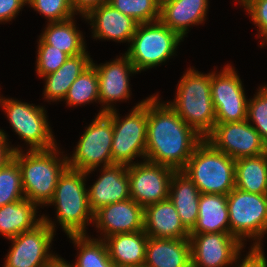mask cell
<instances>
[{"instance_id": "4", "label": "cell", "mask_w": 267, "mask_h": 267, "mask_svg": "<svg viewBox=\"0 0 267 267\" xmlns=\"http://www.w3.org/2000/svg\"><path fill=\"white\" fill-rule=\"evenodd\" d=\"M87 173L67 167L60 175L52 200L56 206L57 221L67 236L87 234L86 224L93 222L85 179Z\"/></svg>"}, {"instance_id": "7", "label": "cell", "mask_w": 267, "mask_h": 267, "mask_svg": "<svg viewBox=\"0 0 267 267\" xmlns=\"http://www.w3.org/2000/svg\"><path fill=\"white\" fill-rule=\"evenodd\" d=\"M227 207L231 235L243 244L246 237L252 238L255 242L251 248H262L261 237L267 233V194L249 193L235 187L227 195Z\"/></svg>"}, {"instance_id": "43", "label": "cell", "mask_w": 267, "mask_h": 267, "mask_svg": "<svg viewBox=\"0 0 267 267\" xmlns=\"http://www.w3.org/2000/svg\"><path fill=\"white\" fill-rule=\"evenodd\" d=\"M263 42L261 43V46L263 47L265 44V41L267 42V33L262 37Z\"/></svg>"}, {"instance_id": "33", "label": "cell", "mask_w": 267, "mask_h": 267, "mask_svg": "<svg viewBox=\"0 0 267 267\" xmlns=\"http://www.w3.org/2000/svg\"><path fill=\"white\" fill-rule=\"evenodd\" d=\"M108 3L138 24L154 22L160 17V0H108Z\"/></svg>"}, {"instance_id": "9", "label": "cell", "mask_w": 267, "mask_h": 267, "mask_svg": "<svg viewBox=\"0 0 267 267\" xmlns=\"http://www.w3.org/2000/svg\"><path fill=\"white\" fill-rule=\"evenodd\" d=\"M113 124L107 113L98 114L86 128L75 147L72 156L67 157L68 167L86 172L113 165L112 161Z\"/></svg>"}, {"instance_id": "3", "label": "cell", "mask_w": 267, "mask_h": 267, "mask_svg": "<svg viewBox=\"0 0 267 267\" xmlns=\"http://www.w3.org/2000/svg\"><path fill=\"white\" fill-rule=\"evenodd\" d=\"M57 148L28 149L26 153L21 149L13 153L21 170L24 197L37 206L52 200L58 179L68 167L67 156L61 159L58 154L62 152H58Z\"/></svg>"}, {"instance_id": "37", "label": "cell", "mask_w": 267, "mask_h": 267, "mask_svg": "<svg viewBox=\"0 0 267 267\" xmlns=\"http://www.w3.org/2000/svg\"><path fill=\"white\" fill-rule=\"evenodd\" d=\"M239 4L246 8L254 25H257L258 38L263 37L267 33V0H239Z\"/></svg>"}, {"instance_id": "17", "label": "cell", "mask_w": 267, "mask_h": 267, "mask_svg": "<svg viewBox=\"0 0 267 267\" xmlns=\"http://www.w3.org/2000/svg\"><path fill=\"white\" fill-rule=\"evenodd\" d=\"M144 208L132 198L106 205L94 213L93 223L105 239L111 235L143 230Z\"/></svg>"}, {"instance_id": "1", "label": "cell", "mask_w": 267, "mask_h": 267, "mask_svg": "<svg viewBox=\"0 0 267 267\" xmlns=\"http://www.w3.org/2000/svg\"><path fill=\"white\" fill-rule=\"evenodd\" d=\"M158 95L147 98V141L145 160L182 170L195 147L203 140Z\"/></svg>"}, {"instance_id": "31", "label": "cell", "mask_w": 267, "mask_h": 267, "mask_svg": "<svg viewBox=\"0 0 267 267\" xmlns=\"http://www.w3.org/2000/svg\"><path fill=\"white\" fill-rule=\"evenodd\" d=\"M64 99L70 107L89 104L96 100L99 102L98 75L92 64L72 83Z\"/></svg>"}, {"instance_id": "12", "label": "cell", "mask_w": 267, "mask_h": 267, "mask_svg": "<svg viewBox=\"0 0 267 267\" xmlns=\"http://www.w3.org/2000/svg\"><path fill=\"white\" fill-rule=\"evenodd\" d=\"M236 72L230 65L219 74L212 72L211 97L216 111V123L247 120L248 99Z\"/></svg>"}, {"instance_id": "22", "label": "cell", "mask_w": 267, "mask_h": 267, "mask_svg": "<svg viewBox=\"0 0 267 267\" xmlns=\"http://www.w3.org/2000/svg\"><path fill=\"white\" fill-rule=\"evenodd\" d=\"M146 267H192L189 238L167 239L148 237Z\"/></svg>"}, {"instance_id": "19", "label": "cell", "mask_w": 267, "mask_h": 267, "mask_svg": "<svg viewBox=\"0 0 267 267\" xmlns=\"http://www.w3.org/2000/svg\"><path fill=\"white\" fill-rule=\"evenodd\" d=\"M84 18L90 20L94 39H107L131 43L138 23L105 3L91 10Z\"/></svg>"}, {"instance_id": "24", "label": "cell", "mask_w": 267, "mask_h": 267, "mask_svg": "<svg viewBox=\"0 0 267 267\" xmlns=\"http://www.w3.org/2000/svg\"><path fill=\"white\" fill-rule=\"evenodd\" d=\"M148 235L144 230L111 235L104 239L110 259L118 267L144 266Z\"/></svg>"}, {"instance_id": "18", "label": "cell", "mask_w": 267, "mask_h": 267, "mask_svg": "<svg viewBox=\"0 0 267 267\" xmlns=\"http://www.w3.org/2000/svg\"><path fill=\"white\" fill-rule=\"evenodd\" d=\"M101 170L99 179L88 189L89 206L93 213L106 205L131 198L126 165L113 164Z\"/></svg>"}, {"instance_id": "30", "label": "cell", "mask_w": 267, "mask_h": 267, "mask_svg": "<svg viewBox=\"0 0 267 267\" xmlns=\"http://www.w3.org/2000/svg\"><path fill=\"white\" fill-rule=\"evenodd\" d=\"M79 249L76 267H118L109 257L104 239L89 238L86 234L70 235Z\"/></svg>"}, {"instance_id": "36", "label": "cell", "mask_w": 267, "mask_h": 267, "mask_svg": "<svg viewBox=\"0 0 267 267\" xmlns=\"http://www.w3.org/2000/svg\"><path fill=\"white\" fill-rule=\"evenodd\" d=\"M34 10L48 18V22H62L74 18L70 0H27Z\"/></svg>"}, {"instance_id": "35", "label": "cell", "mask_w": 267, "mask_h": 267, "mask_svg": "<svg viewBox=\"0 0 267 267\" xmlns=\"http://www.w3.org/2000/svg\"><path fill=\"white\" fill-rule=\"evenodd\" d=\"M70 56L54 46L46 44L41 38L38 42L36 71L43 77L57 71Z\"/></svg>"}, {"instance_id": "39", "label": "cell", "mask_w": 267, "mask_h": 267, "mask_svg": "<svg viewBox=\"0 0 267 267\" xmlns=\"http://www.w3.org/2000/svg\"><path fill=\"white\" fill-rule=\"evenodd\" d=\"M262 250V248H251L244 260L241 259L242 262L238 267H267V259Z\"/></svg>"}, {"instance_id": "15", "label": "cell", "mask_w": 267, "mask_h": 267, "mask_svg": "<svg viewBox=\"0 0 267 267\" xmlns=\"http://www.w3.org/2000/svg\"><path fill=\"white\" fill-rule=\"evenodd\" d=\"M189 241L192 267L232 265L240 260V250L244 246L230 232L190 234Z\"/></svg>"}, {"instance_id": "10", "label": "cell", "mask_w": 267, "mask_h": 267, "mask_svg": "<svg viewBox=\"0 0 267 267\" xmlns=\"http://www.w3.org/2000/svg\"><path fill=\"white\" fill-rule=\"evenodd\" d=\"M0 106L12 129L29 145V150H48L57 146L44 107L1 96Z\"/></svg>"}, {"instance_id": "2", "label": "cell", "mask_w": 267, "mask_h": 267, "mask_svg": "<svg viewBox=\"0 0 267 267\" xmlns=\"http://www.w3.org/2000/svg\"><path fill=\"white\" fill-rule=\"evenodd\" d=\"M212 73L203 74L189 68L178 83L176 98L167 102L198 135L205 139L216 124L211 97Z\"/></svg>"}, {"instance_id": "28", "label": "cell", "mask_w": 267, "mask_h": 267, "mask_svg": "<svg viewBox=\"0 0 267 267\" xmlns=\"http://www.w3.org/2000/svg\"><path fill=\"white\" fill-rule=\"evenodd\" d=\"M235 187L249 193L267 194V152L235 160Z\"/></svg>"}, {"instance_id": "29", "label": "cell", "mask_w": 267, "mask_h": 267, "mask_svg": "<svg viewBox=\"0 0 267 267\" xmlns=\"http://www.w3.org/2000/svg\"><path fill=\"white\" fill-rule=\"evenodd\" d=\"M74 19L62 22H49L40 38L48 45L54 46L70 57L86 51L83 34L76 29Z\"/></svg>"}, {"instance_id": "32", "label": "cell", "mask_w": 267, "mask_h": 267, "mask_svg": "<svg viewBox=\"0 0 267 267\" xmlns=\"http://www.w3.org/2000/svg\"><path fill=\"white\" fill-rule=\"evenodd\" d=\"M24 198L21 170L12 158L0 169V207Z\"/></svg>"}, {"instance_id": "27", "label": "cell", "mask_w": 267, "mask_h": 267, "mask_svg": "<svg viewBox=\"0 0 267 267\" xmlns=\"http://www.w3.org/2000/svg\"><path fill=\"white\" fill-rule=\"evenodd\" d=\"M37 205L24 198L0 207V235L7 239L33 229L42 221L36 219Z\"/></svg>"}, {"instance_id": "38", "label": "cell", "mask_w": 267, "mask_h": 267, "mask_svg": "<svg viewBox=\"0 0 267 267\" xmlns=\"http://www.w3.org/2000/svg\"><path fill=\"white\" fill-rule=\"evenodd\" d=\"M26 4L27 0H0V22L11 21Z\"/></svg>"}, {"instance_id": "8", "label": "cell", "mask_w": 267, "mask_h": 267, "mask_svg": "<svg viewBox=\"0 0 267 267\" xmlns=\"http://www.w3.org/2000/svg\"><path fill=\"white\" fill-rule=\"evenodd\" d=\"M114 111L107 112L112 118V161L114 164H133L136 157L144 158L147 141V99L136 104L125 119ZM132 162V163H131Z\"/></svg>"}, {"instance_id": "41", "label": "cell", "mask_w": 267, "mask_h": 267, "mask_svg": "<svg viewBox=\"0 0 267 267\" xmlns=\"http://www.w3.org/2000/svg\"><path fill=\"white\" fill-rule=\"evenodd\" d=\"M7 140L6 133L0 129V169L13 158L15 151L21 150L19 147H10Z\"/></svg>"}, {"instance_id": "34", "label": "cell", "mask_w": 267, "mask_h": 267, "mask_svg": "<svg viewBox=\"0 0 267 267\" xmlns=\"http://www.w3.org/2000/svg\"><path fill=\"white\" fill-rule=\"evenodd\" d=\"M247 121L255 123L252 126L267 145V85H262L254 98L248 100Z\"/></svg>"}, {"instance_id": "16", "label": "cell", "mask_w": 267, "mask_h": 267, "mask_svg": "<svg viewBox=\"0 0 267 267\" xmlns=\"http://www.w3.org/2000/svg\"><path fill=\"white\" fill-rule=\"evenodd\" d=\"M91 64L97 70L99 102L103 106L98 114L114 111V106L111 105L114 101L129 99V76L137 71L126 54L99 66L93 60Z\"/></svg>"}, {"instance_id": "5", "label": "cell", "mask_w": 267, "mask_h": 267, "mask_svg": "<svg viewBox=\"0 0 267 267\" xmlns=\"http://www.w3.org/2000/svg\"><path fill=\"white\" fill-rule=\"evenodd\" d=\"M200 193L228 195L235 188V160L203 139L181 170Z\"/></svg>"}, {"instance_id": "40", "label": "cell", "mask_w": 267, "mask_h": 267, "mask_svg": "<svg viewBox=\"0 0 267 267\" xmlns=\"http://www.w3.org/2000/svg\"><path fill=\"white\" fill-rule=\"evenodd\" d=\"M70 3L75 14L80 13L84 17L94 8L108 3V0H70Z\"/></svg>"}, {"instance_id": "11", "label": "cell", "mask_w": 267, "mask_h": 267, "mask_svg": "<svg viewBox=\"0 0 267 267\" xmlns=\"http://www.w3.org/2000/svg\"><path fill=\"white\" fill-rule=\"evenodd\" d=\"M33 229L25 231L12 239V246L4 267H47L54 257L50 254L55 225L47 216Z\"/></svg>"}, {"instance_id": "26", "label": "cell", "mask_w": 267, "mask_h": 267, "mask_svg": "<svg viewBox=\"0 0 267 267\" xmlns=\"http://www.w3.org/2000/svg\"><path fill=\"white\" fill-rule=\"evenodd\" d=\"M91 59L85 51L80 55L69 57L57 71L43 76L42 78L46 80L43 93L45 99L48 102L64 99L72 83L91 65Z\"/></svg>"}, {"instance_id": "21", "label": "cell", "mask_w": 267, "mask_h": 267, "mask_svg": "<svg viewBox=\"0 0 267 267\" xmlns=\"http://www.w3.org/2000/svg\"><path fill=\"white\" fill-rule=\"evenodd\" d=\"M208 4V0L160 1L159 20L184 39L189 31L188 27L205 21Z\"/></svg>"}, {"instance_id": "20", "label": "cell", "mask_w": 267, "mask_h": 267, "mask_svg": "<svg viewBox=\"0 0 267 267\" xmlns=\"http://www.w3.org/2000/svg\"><path fill=\"white\" fill-rule=\"evenodd\" d=\"M143 218V230L148 237L167 239L190 237V232L181 223L179 214L169 198L145 207Z\"/></svg>"}, {"instance_id": "42", "label": "cell", "mask_w": 267, "mask_h": 267, "mask_svg": "<svg viewBox=\"0 0 267 267\" xmlns=\"http://www.w3.org/2000/svg\"><path fill=\"white\" fill-rule=\"evenodd\" d=\"M47 267H76L75 264H70V262H66L63 258L58 257L57 255H55L51 261L49 262V264L47 265Z\"/></svg>"}, {"instance_id": "25", "label": "cell", "mask_w": 267, "mask_h": 267, "mask_svg": "<svg viewBox=\"0 0 267 267\" xmlns=\"http://www.w3.org/2000/svg\"><path fill=\"white\" fill-rule=\"evenodd\" d=\"M199 214L190 234L230 232L227 195L202 193Z\"/></svg>"}, {"instance_id": "6", "label": "cell", "mask_w": 267, "mask_h": 267, "mask_svg": "<svg viewBox=\"0 0 267 267\" xmlns=\"http://www.w3.org/2000/svg\"><path fill=\"white\" fill-rule=\"evenodd\" d=\"M183 38L160 20L138 24L126 51L137 72L150 69L173 56Z\"/></svg>"}, {"instance_id": "14", "label": "cell", "mask_w": 267, "mask_h": 267, "mask_svg": "<svg viewBox=\"0 0 267 267\" xmlns=\"http://www.w3.org/2000/svg\"><path fill=\"white\" fill-rule=\"evenodd\" d=\"M205 140L215 149L234 160L267 152V145L251 122L247 120L233 123H216Z\"/></svg>"}, {"instance_id": "13", "label": "cell", "mask_w": 267, "mask_h": 267, "mask_svg": "<svg viewBox=\"0 0 267 267\" xmlns=\"http://www.w3.org/2000/svg\"><path fill=\"white\" fill-rule=\"evenodd\" d=\"M130 197L143 208L168 199L175 170L149 161L127 166Z\"/></svg>"}, {"instance_id": "23", "label": "cell", "mask_w": 267, "mask_h": 267, "mask_svg": "<svg viewBox=\"0 0 267 267\" xmlns=\"http://www.w3.org/2000/svg\"><path fill=\"white\" fill-rule=\"evenodd\" d=\"M200 191L181 170L175 171L170 182L169 199L175 206L181 223L190 232L199 214Z\"/></svg>"}]
</instances>
